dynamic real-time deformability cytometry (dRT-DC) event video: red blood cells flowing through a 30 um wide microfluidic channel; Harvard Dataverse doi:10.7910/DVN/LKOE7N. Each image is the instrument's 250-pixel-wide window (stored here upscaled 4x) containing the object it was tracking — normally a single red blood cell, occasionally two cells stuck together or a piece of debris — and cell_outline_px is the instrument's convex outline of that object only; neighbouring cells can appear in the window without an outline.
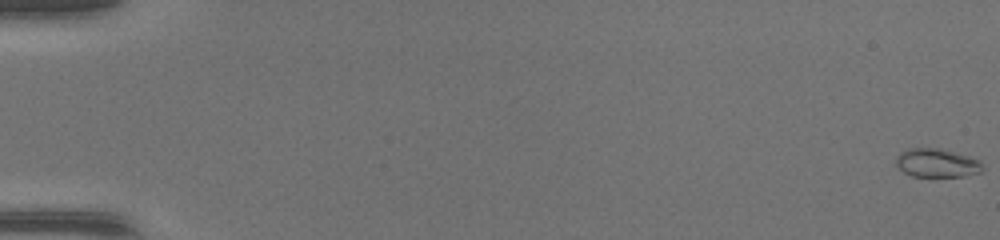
{"species": "common noctule bat (a hibernating species)", "species_latin": "Nyctalus noctula", "temperature_condition": "warm", "stored_images_in_passage": 49, "camera_frame_rate_fps": 3000, "um_per_image_px": 0.085, "animal": {"sex": "female", "body_mass_g": 17.0, "forearm_length_mm": 48.0}, "frame": {"image": 1, "passage_image": 1, "time_ms": 0.0, "image_size_px": [1000, 240], "cell_outline_px": [[984, 168], [980, 172], [968, 176], [912, 176], [904, 172], [896, 164], [896, 156], [900, 152], [908, 148], [940, 148], [968, 156], [980, 160]], "centroid_in_image_um": [79.64, 13.85], "position_along_channel_um": 5.4, "area_um2": 14.45}}
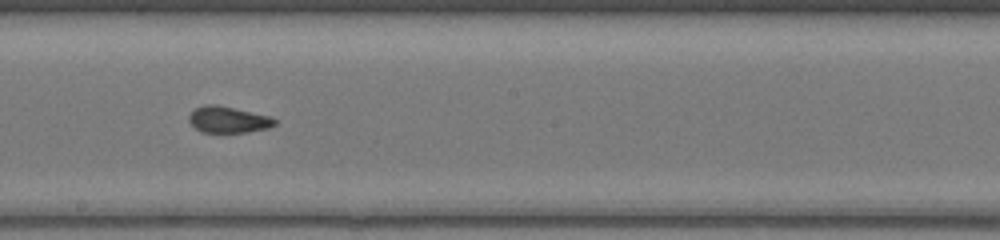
{"frame": {"image": 2, "passage_image": 29, "time_ms": 9.333, "image_size_px": [1000, 240], "cell_outline_px": [[276, 124], [268, 128], [248, 132], [200, 132], [188, 120], [188, 116], [196, 108], [204, 104], [216, 104], [268, 116], [276, 120]], "centroid_in_image_um": [19.37, 10.17], "position_along_channel_um": 228.8, "area_um2": 13.01}}
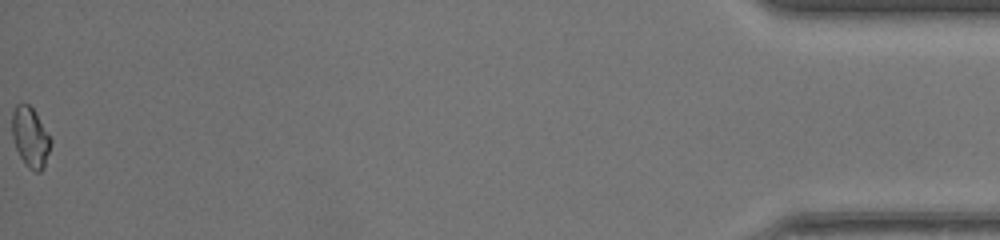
{"frame": {"image": 3, "passage_image": 49, "time_ms": 16.0, "image_size_px": [1000, 240], "cell_outline_px": [[52, 144], [44, 168], [40, 172], [36, 172], [28, 168], [24, 164], [16, 148], [12, 136], [12, 112], [16, 104], [28, 104], [36, 112], [52, 140]], "centroid_in_image_um": [2.59, 11.68], "position_along_channel_um": 432.6, "area_um2": 13.7}}